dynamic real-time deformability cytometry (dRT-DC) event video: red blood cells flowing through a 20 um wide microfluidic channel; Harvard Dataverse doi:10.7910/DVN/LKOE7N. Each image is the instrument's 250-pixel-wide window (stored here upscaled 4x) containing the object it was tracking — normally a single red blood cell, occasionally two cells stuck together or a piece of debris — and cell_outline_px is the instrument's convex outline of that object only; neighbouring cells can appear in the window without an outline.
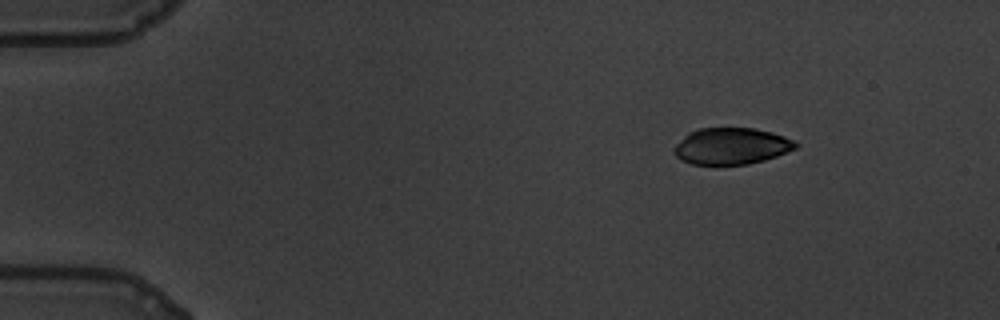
{"species": "common noctule bat (a hibernating species)", "species_latin": "Nyctalus noctula", "temperature_condition": "warm", "stored_images_in_passage": 52, "camera_frame_rate_fps": 3000, "um_per_image_px": 0.085, "animal": {"sex": "male", "body_mass_g": 19.5, "forearm_length_mm": 54.6}, "frame": {"image": 1, "passage_image": 1, "time_ms": 0.0, "image_size_px": [1000, 320], "cell_outline_px": [[800, 144], [796, 148], [776, 156], [764, 160], [748, 164], [692, 164], [676, 156], [672, 152], [672, 148], [688, 132], [700, 128], [756, 128], [772, 132], [784, 136]], "centroid_in_image_um": [62.16, 12.41], "position_along_channel_um": 22.8, "area_um2": 25.84}}
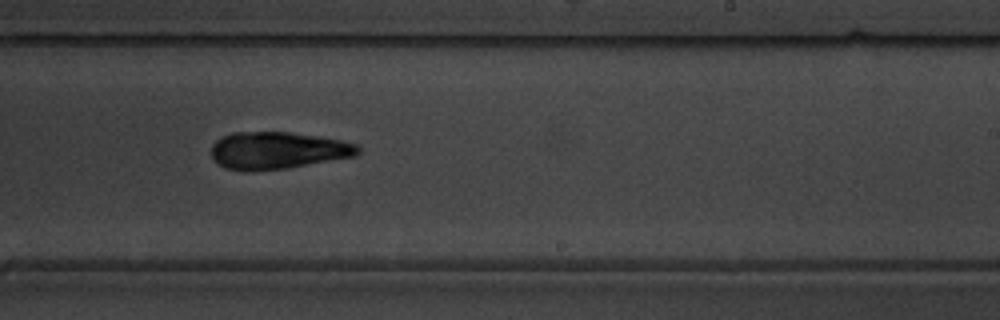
{"frame": {"image": 2, "passage_image": 30, "time_ms": 9.667, "image_size_px": [1000, 320], "cell_outline_px": [[360, 152], [356, 156], [284, 168], [248, 172], [244, 172], [224, 168], [212, 160], [212, 144], [220, 136], [232, 132], [288, 132], [320, 136], [360, 144]], "centroid_in_image_um": [23.57, 12.78], "position_along_channel_um": 265.4, "area_um2": 32.14}}
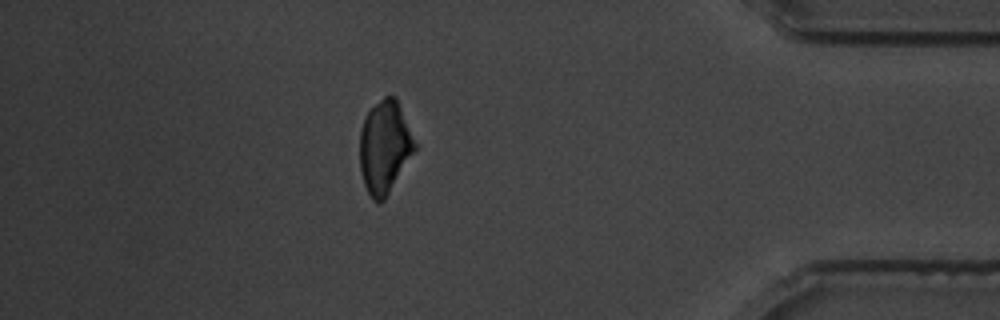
{"frame": {"image": 3, "passage_image": 45, "time_ms": 14.667, "image_size_px": [1000, 320], "cell_outline_px": [[416, 148], [384, 200], [380, 204], [372, 200], [364, 184], [360, 172], [360, 128], [368, 112], [384, 96], [396, 96], [416, 144]], "centroid_in_image_um": [32.67, 12.51], "position_along_channel_um": 402.5, "area_um2": 29.36}}